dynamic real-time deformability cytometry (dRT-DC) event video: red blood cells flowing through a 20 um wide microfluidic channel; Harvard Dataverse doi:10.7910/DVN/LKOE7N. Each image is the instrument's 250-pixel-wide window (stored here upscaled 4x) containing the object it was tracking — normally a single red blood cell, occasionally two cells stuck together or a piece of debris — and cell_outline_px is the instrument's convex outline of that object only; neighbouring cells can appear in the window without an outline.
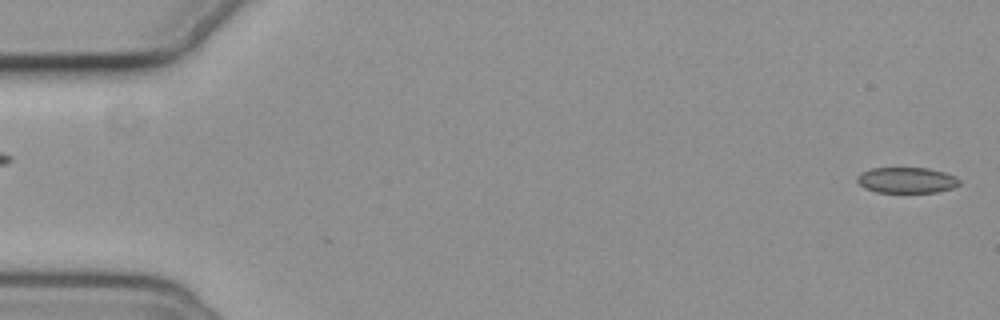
{"species": "common noctule bat (a hibernating species)", "species_latin": "Nyctalus noctula", "temperature_condition": "cold", "stored_images_in_passage": 5, "segment_of_instrument_passage": [2, 2], "camera_frame_rate_fps": 3000, "um_per_image_px": 0.085, "animal": {"sex": "female", "body_mass_g": 19.3, "forearm_length_mm": 54.1}, "frame": {"image": 1, "passage_image": 5, "time_ms": 5.667, "image_size_px": [1000, 320], "cell_outline_px": [[960, 184], [952, 188], [936, 192], [876, 192], [864, 188], [856, 180], [856, 176], [860, 172], [872, 168], [928, 168], [944, 172], [956, 176], [960, 180]], "centroid_in_image_um": [77.05, 15.31], "position_along_channel_um": 8.0, "area_um2": 15.43}}